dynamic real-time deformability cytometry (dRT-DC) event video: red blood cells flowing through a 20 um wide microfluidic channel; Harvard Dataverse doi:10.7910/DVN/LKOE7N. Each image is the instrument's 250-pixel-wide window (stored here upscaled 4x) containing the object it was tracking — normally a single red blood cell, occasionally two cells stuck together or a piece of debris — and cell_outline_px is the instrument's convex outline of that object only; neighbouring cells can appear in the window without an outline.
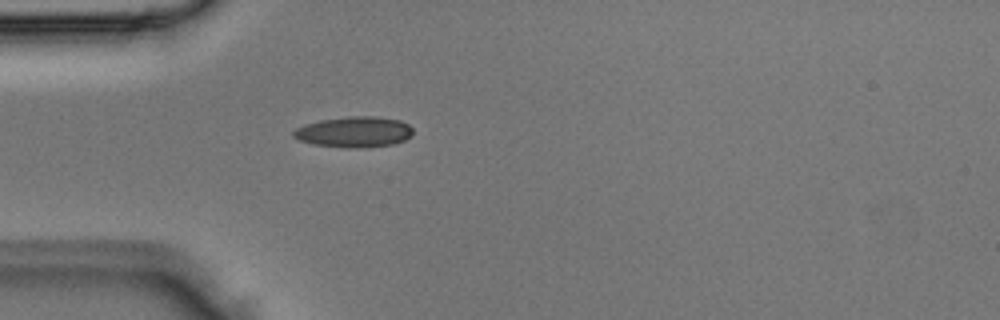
{"species": "Egyptian fruit bat (a non-hibernating species)", "species_latin": "Rousettus aegyptiacus", "temperature_condition": "room temperature", "stored_images_in_passage": 1, "camera_frame_rate_fps": 3000, "um_per_image_px": 0.085, "animal": {"sex": "male"}, "frame": {"image": 1, "passage_image": 1, "time_ms": 0.0, "image_size_px": [1000, 320], "cell_outline_px": [[412, 136], [404, 140], [392, 144], [356, 148], [316, 144], [300, 140], [292, 136], [292, 132], [296, 128], [304, 124], [320, 120], [348, 116], [372, 116], [400, 120], [408, 124], [412, 128]], "centroid_in_image_um": [30.1, 11.2], "position_along_channel_um": 54.9, "area_um2": 21.15}}